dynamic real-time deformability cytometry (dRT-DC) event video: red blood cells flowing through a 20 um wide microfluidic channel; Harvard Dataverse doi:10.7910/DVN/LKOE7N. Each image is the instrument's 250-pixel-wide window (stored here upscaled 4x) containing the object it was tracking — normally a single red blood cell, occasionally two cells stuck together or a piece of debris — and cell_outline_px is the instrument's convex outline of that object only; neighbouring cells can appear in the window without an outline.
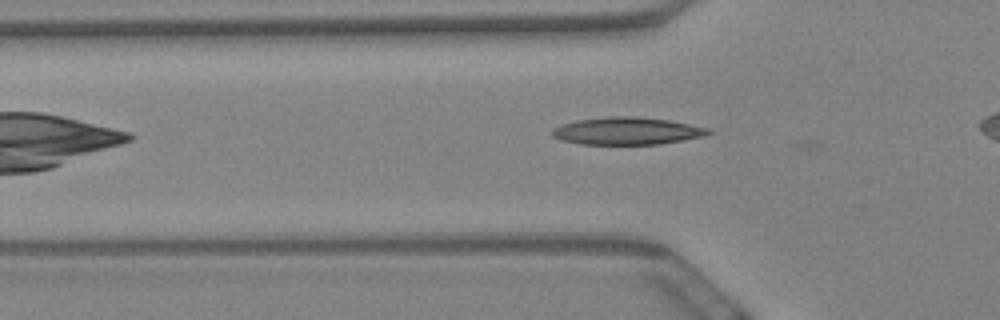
{"species": "Egyptian fruit bat (a non-hibernating species)", "species_latin": "Rousettus aegyptiacus", "temperature_condition": "warm", "stored_images_in_passage": 35, "camera_frame_rate_fps": 3000, "um_per_image_px": 0.085, "animal": {"sex": "female"}, "frame": {"image": 1, "passage_image": 4, "time_ms": 1.0, "image_size_px": [1000, 320], "cell_outline_px": [[716, 132], [704, 136], [660, 144], [580, 144], [560, 140], [552, 136], [552, 128], [576, 120], [608, 116], [636, 116], [668, 120], [708, 128]], "centroid_in_image_um": [53.3, 11.13], "position_along_channel_um": 72.5, "area_um2": 24.97}}
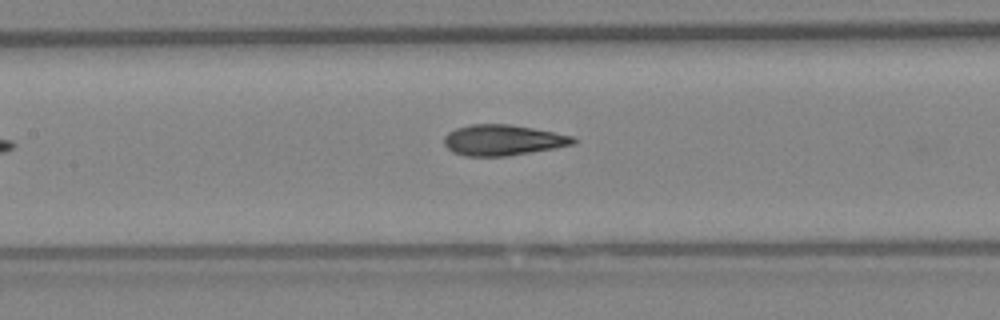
{"frame": {"image": 2, "passage_image": 12, "time_ms": 3.667, "image_size_px": [1000, 320], "cell_outline_px": [[576, 144], [556, 148], [508, 156], [464, 156], [452, 152], [444, 144], [444, 136], [448, 132], [456, 128], [468, 124], [508, 124], [532, 128], [572, 136], [576, 140]], "centroid_in_image_um": [42.71, 11.91], "position_along_channel_um": 164.7, "area_um2": 23.18}}
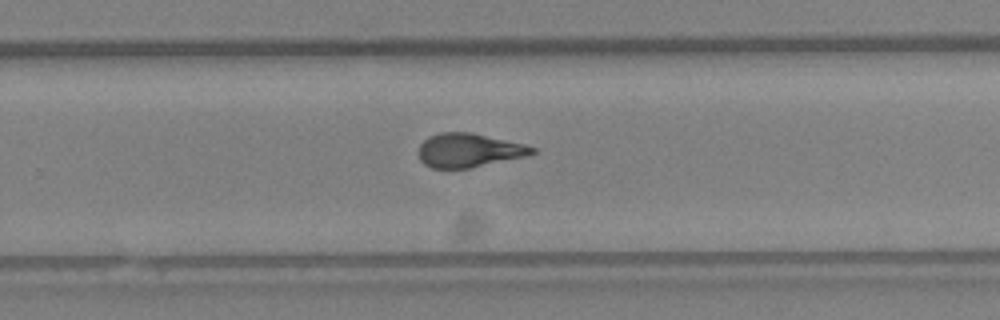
{"frame": {"image": 3, "passage_image": 23, "time_ms": 7.333, "image_size_px": [1000, 320], "cell_outline_px": [[536, 152], [528, 156], [468, 168], [432, 168], [424, 164], [420, 160], [416, 152], [420, 144], [428, 136], [440, 132], [472, 132], [524, 144], [536, 148]], "centroid_in_image_um": [39.82, 12.77], "position_along_channel_um": 290.0, "area_um2": 22.6}, "authors_computed_cell_mechanics": {"area_um2": 23.12, "velocity_mm_per_s": 3.4392, "shape_relaxation_time_tau1_ms": 6.8041, "shape_relaxation_time_tau2_ms": 2.1449, "deformation_change_tau1": 0.2272, "deformation_change_tau2": 0.0933}}